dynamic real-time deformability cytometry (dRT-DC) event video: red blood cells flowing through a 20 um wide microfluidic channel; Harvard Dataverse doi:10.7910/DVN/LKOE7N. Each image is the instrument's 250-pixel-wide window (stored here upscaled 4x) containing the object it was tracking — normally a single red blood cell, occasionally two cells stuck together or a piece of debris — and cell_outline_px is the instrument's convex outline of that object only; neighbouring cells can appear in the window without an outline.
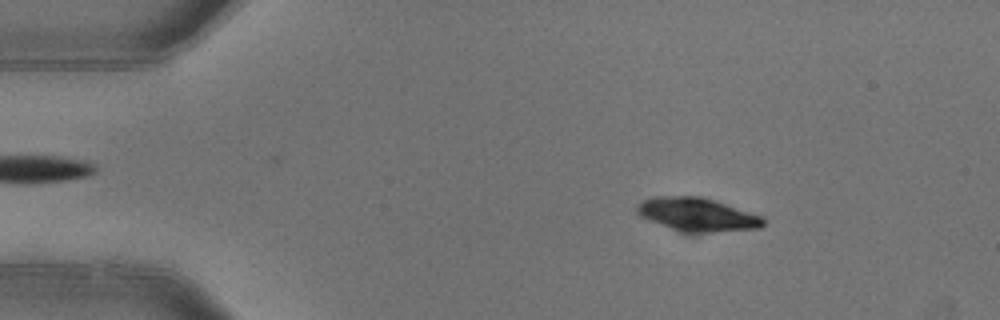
{"species": "common noctule bat (a hibernating species)", "species_latin": "Nyctalus noctula", "temperature_condition": "warm", "stored_images_in_passage": 4, "camera_frame_rate_fps": 3000, "um_per_image_px": 0.085, "animal": {"sex": "female"}, "frame": {"image": 1, "passage_image": 2, "time_ms": 0.333, "image_size_px": [1000, 320], "cell_outline_px": [[764, 224], [760, 228], [712, 232], [692, 232], [672, 228], [660, 224], [640, 216], [636, 212], [636, 204], [652, 196], [700, 196], [716, 200], [764, 216]], "centroid_in_image_um": [59.29, 18.21], "position_along_channel_um": 25.7, "area_um2": 24.51}}